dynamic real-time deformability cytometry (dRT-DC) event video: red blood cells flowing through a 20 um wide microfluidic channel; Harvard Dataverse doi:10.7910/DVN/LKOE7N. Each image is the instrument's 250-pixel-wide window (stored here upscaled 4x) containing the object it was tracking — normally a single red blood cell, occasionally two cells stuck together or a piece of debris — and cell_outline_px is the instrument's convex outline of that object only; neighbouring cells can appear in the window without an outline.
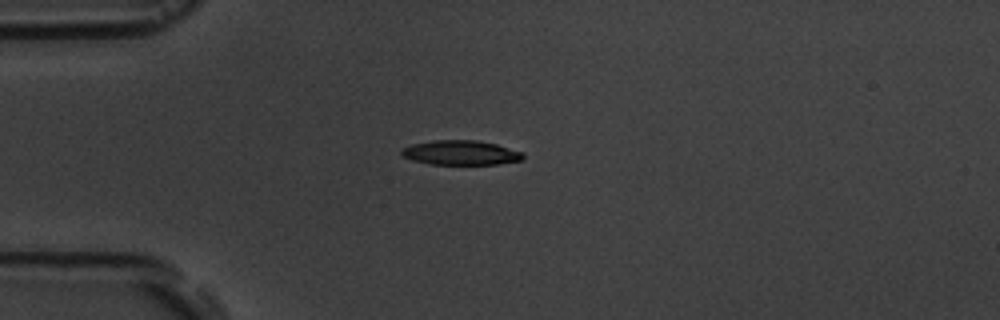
{"species": "common noctule bat (a hibernating species)", "species_latin": "Nyctalus noctula", "temperature_condition": "room temperature", "stored_images_in_passage": 5, "camera_frame_rate_fps": 3000, "um_per_image_px": 0.085, "animal": {"sex": "male", "body_mass_g": 19.5, "forearm_length_mm": 54.6}, "frame": {"image": 1, "passage_image": 5, "time_ms": 6.333, "image_size_px": [1000, 320], "cell_outline_px": [[524, 156], [520, 160], [500, 164], [432, 164], [412, 160], [404, 156], [400, 152], [404, 148], [412, 144], [436, 140], [476, 140], [496, 144], [524, 152]], "centroid_in_image_um": [39.2, 12.98], "position_along_channel_um": 45.8, "area_um2": 17.22}}